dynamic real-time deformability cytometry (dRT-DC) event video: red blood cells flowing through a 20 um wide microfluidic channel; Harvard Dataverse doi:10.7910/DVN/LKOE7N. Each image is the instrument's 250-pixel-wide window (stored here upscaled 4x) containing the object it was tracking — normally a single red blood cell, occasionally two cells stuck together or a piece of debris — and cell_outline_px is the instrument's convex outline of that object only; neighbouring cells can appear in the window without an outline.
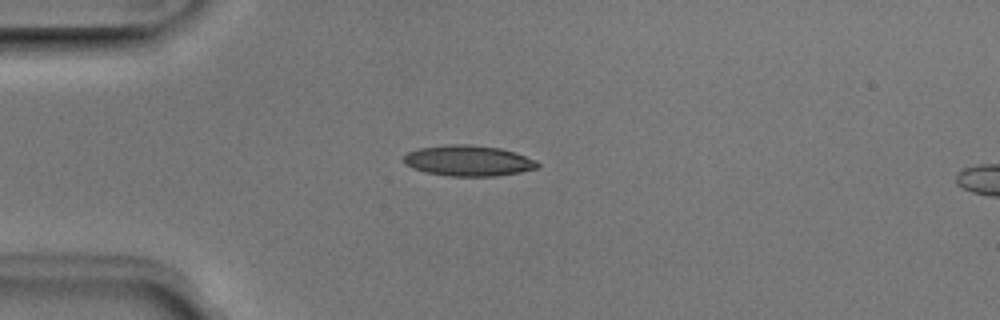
{"species": "Egyptian fruit bat (a non-hibernating species)", "species_latin": "Rousettus aegyptiacus", "temperature_condition": "room temperature", "stored_images_in_passage": 38, "camera_frame_rate_fps": 3000, "um_per_image_px": 0.085, "animal": {"sex": "male"}, "frame": {"image": 1, "passage_image": 1, "time_ms": 0.0, "image_size_px": [1000, 320], "cell_outline_px": [[540, 164], [536, 168], [520, 172], [496, 176], [448, 176], [424, 172], [412, 168], [404, 164], [400, 160], [408, 152], [420, 148], [448, 144], [468, 144], [500, 148], [516, 152], [536, 160]], "centroid_in_image_um": [39.78, 13.66], "position_along_channel_um": 45.2, "area_um2": 24.16}}
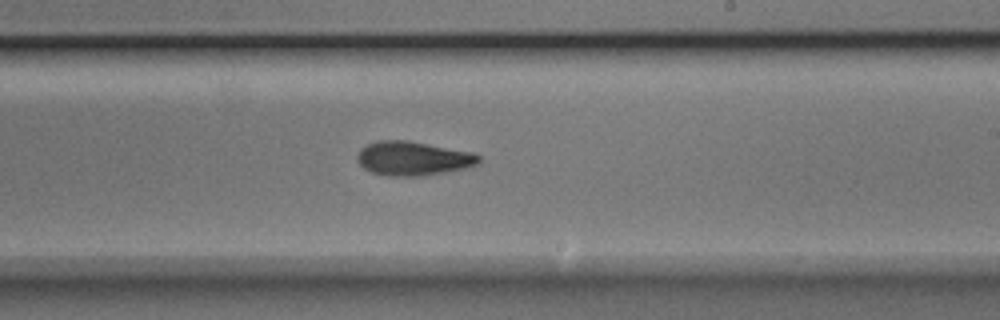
{"frame": {"image": 2, "passage_image": 18, "time_ms": 5.667, "image_size_px": [1000, 320], "cell_outline_px": [[480, 160], [476, 164], [464, 168], [444, 172], [420, 176], [392, 176], [372, 172], [364, 168], [356, 160], [356, 156], [360, 148], [376, 140], [408, 140], [472, 152], [480, 156]], "centroid_in_image_um": [35.07, 13.45], "position_along_channel_um": 253.9, "area_um2": 24.04}}
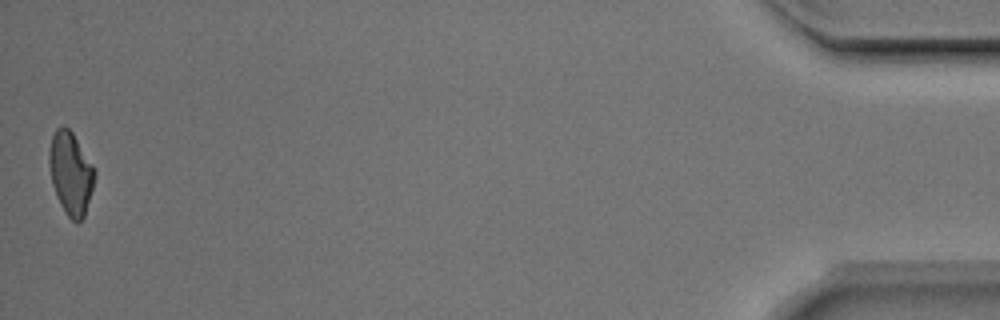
{"frame": {"image": 3, "passage_image": 38, "time_ms": 12.333, "image_size_px": [1000, 320], "cell_outline_px": [[96, 176], [84, 216], [76, 224], [68, 216], [60, 204], [56, 196], [52, 184], [48, 164], [48, 152], [52, 136], [56, 128], [64, 124], [72, 132], [92, 164], [96, 172]], "centroid_in_image_um": [5.99, 14.71], "position_along_channel_um": 429.2, "area_um2": 21.96}, "authors_computed_cell_mechanics": {"area_um2": 23.409, "velocity_mm_per_s": 4.0258, "shape_relaxation_time_tau1_ms": 4.569, "shape_relaxation_time_tau2_ms": 3.4628, "deformation_change_tau1": 0.1487, "deformation_change_tau2": 0.1149}}